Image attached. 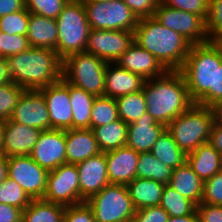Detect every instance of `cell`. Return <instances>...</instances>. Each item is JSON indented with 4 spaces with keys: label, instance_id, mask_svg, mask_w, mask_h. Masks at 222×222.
I'll return each instance as SVG.
<instances>
[{
    "label": "cell",
    "instance_id": "38",
    "mask_svg": "<svg viewBox=\"0 0 222 222\" xmlns=\"http://www.w3.org/2000/svg\"><path fill=\"white\" fill-rule=\"evenodd\" d=\"M30 12L23 10L0 17V31L8 35H26L29 25Z\"/></svg>",
    "mask_w": 222,
    "mask_h": 222
},
{
    "label": "cell",
    "instance_id": "36",
    "mask_svg": "<svg viewBox=\"0 0 222 222\" xmlns=\"http://www.w3.org/2000/svg\"><path fill=\"white\" fill-rule=\"evenodd\" d=\"M31 201L32 199L24 189L9 177L0 186V203L13 205L24 210Z\"/></svg>",
    "mask_w": 222,
    "mask_h": 222
},
{
    "label": "cell",
    "instance_id": "1",
    "mask_svg": "<svg viewBox=\"0 0 222 222\" xmlns=\"http://www.w3.org/2000/svg\"><path fill=\"white\" fill-rule=\"evenodd\" d=\"M143 92L147 113L164 126L194 104L179 70H170L161 77L146 80Z\"/></svg>",
    "mask_w": 222,
    "mask_h": 222
},
{
    "label": "cell",
    "instance_id": "32",
    "mask_svg": "<svg viewBox=\"0 0 222 222\" xmlns=\"http://www.w3.org/2000/svg\"><path fill=\"white\" fill-rule=\"evenodd\" d=\"M172 171L171 167L158 160L151 152L140 153L136 178H148L166 185L170 181Z\"/></svg>",
    "mask_w": 222,
    "mask_h": 222
},
{
    "label": "cell",
    "instance_id": "46",
    "mask_svg": "<svg viewBox=\"0 0 222 222\" xmlns=\"http://www.w3.org/2000/svg\"><path fill=\"white\" fill-rule=\"evenodd\" d=\"M138 19L153 17L160 0H122Z\"/></svg>",
    "mask_w": 222,
    "mask_h": 222
},
{
    "label": "cell",
    "instance_id": "40",
    "mask_svg": "<svg viewBox=\"0 0 222 222\" xmlns=\"http://www.w3.org/2000/svg\"><path fill=\"white\" fill-rule=\"evenodd\" d=\"M206 32L211 42L222 38V0H210Z\"/></svg>",
    "mask_w": 222,
    "mask_h": 222
},
{
    "label": "cell",
    "instance_id": "44",
    "mask_svg": "<svg viewBox=\"0 0 222 222\" xmlns=\"http://www.w3.org/2000/svg\"><path fill=\"white\" fill-rule=\"evenodd\" d=\"M62 222H95L93 212L86 202L66 206Z\"/></svg>",
    "mask_w": 222,
    "mask_h": 222
},
{
    "label": "cell",
    "instance_id": "43",
    "mask_svg": "<svg viewBox=\"0 0 222 222\" xmlns=\"http://www.w3.org/2000/svg\"><path fill=\"white\" fill-rule=\"evenodd\" d=\"M201 203L222 206V170L203 182Z\"/></svg>",
    "mask_w": 222,
    "mask_h": 222
},
{
    "label": "cell",
    "instance_id": "45",
    "mask_svg": "<svg viewBox=\"0 0 222 222\" xmlns=\"http://www.w3.org/2000/svg\"><path fill=\"white\" fill-rule=\"evenodd\" d=\"M169 214L161 206L136 210L131 222H167Z\"/></svg>",
    "mask_w": 222,
    "mask_h": 222
},
{
    "label": "cell",
    "instance_id": "31",
    "mask_svg": "<svg viewBox=\"0 0 222 222\" xmlns=\"http://www.w3.org/2000/svg\"><path fill=\"white\" fill-rule=\"evenodd\" d=\"M65 206L44 199H32L22 212V222H62Z\"/></svg>",
    "mask_w": 222,
    "mask_h": 222
},
{
    "label": "cell",
    "instance_id": "51",
    "mask_svg": "<svg viewBox=\"0 0 222 222\" xmlns=\"http://www.w3.org/2000/svg\"><path fill=\"white\" fill-rule=\"evenodd\" d=\"M222 99V63H215L214 102Z\"/></svg>",
    "mask_w": 222,
    "mask_h": 222
},
{
    "label": "cell",
    "instance_id": "12",
    "mask_svg": "<svg viewBox=\"0 0 222 222\" xmlns=\"http://www.w3.org/2000/svg\"><path fill=\"white\" fill-rule=\"evenodd\" d=\"M7 177L15 180L31 199H43L49 171L30 155L8 157Z\"/></svg>",
    "mask_w": 222,
    "mask_h": 222
},
{
    "label": "cell",
    "instance_id": "37",
    "mask_svg": "<svg viewBox=\"0 0 222 222\" xmlns=\"http://www.w3.org/2000/svg\"><path fill=\"white\" fill-rule=\"evenodd\" d=\"M24 90L13 82L0 86V120L7 121L10 119Z\"/></svg>",
    "mask_w": 222,
    "mask_h": 222
},
{
    "label": "cell",
    "instance_id": "13",
    "mask_svg": "<svg viewBox=\"0 0 222 222\" xmlns=\"http://www.w3.org/2000/svg\"><path fill=\"white\" fill-rule=\"evenodd\" d=\"M134 42V31L91 29L85 52L115 63Z\"/></svg>",
    "mask_w": 222,
    "mask_h": 222
},
{
    "label": "cell",
    "instance_id": "48",
    "mask_svg": "<svg viewBox=\"0 0 222 222\" xmlns=\"http://www.w3.org/2000/svg\"><path fill=\"white\" fill-rule=\"evenodd\" d=\"M22 209L0 203V222H22Z\"/></svg>",
    "mask_w": 222,
    "mask_h": 222
},
{
    "label": "cell",
    "instance_id": "35",
    "mask_svg": "<svg viewBox=\"0 0 222 222\" xmlns=\"http://www.w3.org/2000/svg\"><path fill=\"white\" fill-rule=\"evenodd\" d=\"M119 119L115 98L98 96L91 111L90 129L107 125Z\"/></svg>",
    "mask_w": 222,
    "mask_h": 222
},
{
    "label": "cell",
    "instance_id": "27",
    "mask_svg": "<svg viewBox=\"0 0 222 222\" xmlns=\"http://www.w3.org/2000/svg\"><path fill=\"white\" fill-rule=\"evenodd\" d=\"M164 184L152 179L134 178L128 185L130 198L136 210L159 206Z\"/></svg>",
    "mask_w": 222,
    "mask_h": 222
},
{
    "label": "cell",
    "instance_id": "33",
    "mask_svg": "<svg viewBox=\"0 0 222 222\" xmlns=\"http://www.w3.org/2000/svg\"><path fill=\"white\" fill-rule=\"evenodd\" d=\"M118 116L127 124L136 122L147 112L143 90L115 98Z\"/></svg>",
    "mask_w": 222,
    "mask_h": 222
},
{
    "label": "cell",
    "instance_id": "3",
    "mask_svg": "<svg viewBox=\"0 0 222 222\" xmlns=\"http://www.w3.org/2000/svg\"><path fill=\"white\" fill-rule=\"evenodd\" d=\"M134 42L153 54L168 71L182 68L192 46L183 35L163 26L154 17L138 20Z\"/></svg>",
    "mask_w": 222,
    "mask_h": 222
},
{
    "label": "cell",
    "instance_id": "42",
    "mask_svg": "<svg viewBox=\"0 0 222 222\" xmlns=\"http://www.w3.org/2000/svg\"><path fill=\"white\" fill-rule=\"evenodd\" d=\"M166 6L200 16L205 22L209 16L210 0H160Z\"/></svg>",
    "mask_w": 222,
    "mask_h": 222
},
{
    "label": "cell",
    "instance_id": "23",
    "mask_svg": "<svg viewBox=\"0 0 222 222\" xmlns=\"http://www.w3.org/2000/svg\"><path fill=\"white\" fill-rule=\"evenodd\" d=\"M108 63L105 72V96L117 98L143 90L146 80L116 64Z\"/></svg>",
    "mask_w": 222,
    "mask_h": 222
},
{
    "label": "cell",
    "instance_id": "26",
    "mask_svg": "<svg viewBox=\"0 0 222 222\" xmlns=\"http://www.w3.org/2000/svg\"><path fill=\"white\" fill-rule=\"evenodd\" d=\"M203 182L186 162L172 171L168 185L198 206L203 195Z\"/></svg>",
    "mask_w": 222,
    "mask_h": 222
},
{
    "label": "cell",
    "instance_id": "54",
    "mask_svg": "<svg viewBox=\"0 0 222 222\" xmlns=\"http://www.w3.org/2000/svg\"><path fill=\"white\" fill-rule=\"evenodd\" d=\"M8 157L4 154H0V186L4 183L8 174Z\"/></svg>",
    "mask_w": 222,
    "mask_h": 222
},
{
    "label": "cell",
    "instance_id": "18",
    "mask_svg": "<svg viewBox=\"0 0 222 222\" xmlns=\"http://www.w3.org/2000/svg\"><path fill=\"white\" fill-rule=\"evenodd\" d=\"M115 63L145 80L161 77L168 71L153 54L136 42H133Z\"/></svg>",
    "mask_w": 222,
    "mask_h": 222
},
{
    "label": "cell",
    "instance_id": "21",
    "mask_svg": "<svg viewBox=\"0 0 222 222\" xmlns=\"http://www.w3.org/2000/svg\"><path fill=\"white\" fill-rule=\"evenodd\" d=\"M166 130V126L156 122L149 114H143L136 122L128 124L126 146L138 153L150 152L154 143Z\"/></svg>",
    "mask_w": 222,
    "mask_h": 222
},
{
    "label": "cell",
    "instance_id": "41",
    "mask_svg": "<svg viewBox=\"0 0 222 222\" xmlns=\"http://www.w3.org/2000/svg\"><path fill=\"white\" fill-rule=\"evenodd\" d=\"M30 48L26 35H8L0 31V53L4 58L16 55Z\"/></svg>",
    "mask_w": 222,
    "mask_h": 222
},
{
    "label": "cell",
    "instance_id": "56",
    "mask_svg": "<svg viewBox=\"0 0 222 222\" xmlns=\"http://www.w3.org/2000/svg\"><path fill=\"white\" fill-rule=\"evenodd\" d=\"M4 125H5V121L0 120V154H4V150H3Z\"/></svg>",
    "mask_w": 222,
    "mask_h": 222
},
{
    "label": "cell",
    "instance_id": "11",
    "mask_svg": "<svg viewBox=\"0 0 222 222\" xmlns=\"http://www.w3.org/2000/svg\"><path fill=\"white\" fill-rule=\"evenodd\" d=\"M153 17L163 26L183 35L192 44L209 42L206 22L198 15L170 8L160 1Z\"/></svg>",
    "mask_w": 222,
    "mask_h": 222
},
{
    "label": "cell",
    "instance_id": "25",
    "mask_svg": "<svg viewBox=\"0 0 222 222\" xmlns=\"http://www.w3.org/2000/svg\"><path fill=\"white\" fill-rule=\"evenodd\" d=\"M186 162L203 181L222 170V154L209 142L188 153Z\"/></svg>",
    "mask_w": 222,
    "mask_h": 222
},
{
    "label": "cell",
    "instance_id": "8",
    "mask_svg": "<svg viewBox=\"0 0 222 222\" xmlns=\"http://www.w3.org/2000/svg\"><path fill=\"white\" fill-rule=\"evenodd\" d=\"M85 202L95 222H131L136 213L126 185L109 184Z\"/></svg>",
    "mask_w": 222,
    "mask_h": 222
},
{
    "label": "cell",
    "instance_id": "15",
    "mask_svg": "<svg viewBox=\"0 0 222 222\" xmlns=\"http://www.w3.org/2000/svg\"><path fill=\"white\" fill-rule=\"evenodd\" d=\"M10 120L41 131L50 130L49 112L43 94L39 90H24Z\"/></svg>",
    "mask_w": 222,
    "mask_h": 222
},
{
    "label": "cell",
    "instance_id": "16",
    "mask_svg": "<svg viewBox=\"0 0 222 222\" xmlns=\"http://www.w3.org/2000/svg\"><path fill=\"white\" fill-rule=\"evenodd\" d=\"M30 157L48 171L67 163L65 130L42 131Z\"/></svg>",
    "mask_w": 222,
    "mask_h": 222
},
{
    "label": "cell",
    "instance_id": "17",
    "mask_svg": "<svg viewBox=\"0 0 222 222\" xmlns=\"http://www.w3.org/2000/svg\"><path fill=\"white\" fill-rule=\"evenodd\" d=\"M79 172L80 203L109 185L106 152L76 164Z\"/></svg>",
    "mask_w": 222,
    "mask_h": 222
},
{
    "label": "cell",
    "instance_id": "28",
    "mask_svg": "<svg viewBox=\"0 0 222 222\" xmlns=\"http://www.w3.org/2000/svg\"><path fill=\"white\" fill-rule=\"evenodd\" d=\"M93 132L101 152L115 150L127 144L128 124L120 118L94 128Z\"/></svg>",
    "mask_w": 222,
    "mask_h": 222
},
{
    "label": "cell",
    "instance_id": "39",
    "mask_svg": "<svg viewBox=\"0 0 222 222\" xmlns=\"http://www.w3.org/2000/svg\"><path fill=\"white\" fill-rule=\"evenodd\" d=\"M69 0H25V8L33 14L56 19Z\"/></svg>",
    "mask_w": 222,
    "mask_h": 222
},
{
    "label": "cell",
    "instance_id": "34",
    "mask_svg": "<svg viewBox=\"0 0 222 222\" xmlns=\"http://www.w3.org/2000/svg\"><path fill=\"white\" fill-rule=\"evenodd\" d=\"M159 206L171 217L190 215L197 211V205L193 201L185 198L168 184L164 186Z\"/></svg>",
    "mask_w": 222,
    "mask_h": 222
},
{
    "label": "cell",
    "instance_id": "49",
    "mask_svg": "<svg viewBox=\"0 0 222 222\" xmlns=\"http://www.w3.org/2000/svg\"><path fill=\"white\" fill-rule=\"evenodd\" d=\"M25 9V0H0V17Z\"/></svg>",
    "mask_w": 222,
    "mask_h": 222
},
{
    "label": "cell",
    "instance_id": "5",
    "mask_svg": "<svg viewBox=\"0 0 222 222\" xmlns=\"http://www.w3.org/2000/svg\"><path fill=\"white\" fill-rule=\"evenodd\" d=\"M214 124L211 108L194 103L189 109L173 119L167 131L186 154L209 142Z\"/></svg>",
    "mask_w": 222,
    "mask_h": 222
},
{
    "label": "cell",
    "instance_id": "6",
    "mask_svg": "<svg viewBox=\"0 0 222 222\" xmlns=\"http://www.w3.org/2000/svg\"><path fill=\"white\" fill-rule=\"evenodd\" d=\"M58 40L55 51L64 60L67 56L84 52L91 27L82 0H69L56 18Z\"/></svg>",
    "mask_w": 222,
    "mask_h": 222
},
{
    "label": "cell",
    "instance_id": "55",
    "mask_svg": "<svg viewBox=\"0 0 222 222\" xmlns=\"http://www.w3.org/2000/svg\"><path fill=\"white\" fill-rule=\"evenodd\" d=\"M167 222H199V217L197 211L190 215H185L181 217H171L169 216Z\"/></svg>",
    "mask_w": 222,
    "mask_h": 222
},
{
    "label": "cell",
    "instance_id": "9",
    "mask_svg": "<svg viewBox=\"0 0 222 222\" xmlns=\"http://www.w3.org/2000/svg\"><path fill=\"white\" fill-rule=\"evenodd\" d=\"M91 29L134 31L138 18L122 0H82Z\"/></svg>",
    "mask_w": 222,
    "mask_h": 222
},
{
    "label": "cell",
    "instance_id": "4",
    "mask_svg": "<svg viewBox=\"0 0 222 222\" xmlns=\"http://www.w3.org/2000/svg\"><path fill=\"white\" fill-rule=\"evenodd\" d=\"M215 63H222V48L217 42L192 44L182 68L191 100L201 106L214 103Z\"/></svg>",
    "mask_w": 222,
    "mask_h": 222
},
{
    "label": "cell",
    "instance_id": "14",
    "mask_svg": "<svg viewBox=\"0 0 222 222\" xmlns=\"http://www.w3.org/2000/svg\"><path fill=\"white\" fill-rule=\"evenodd\" d=\"M45 99L49 112L50 129H72V106L69 96V83L63 78L39 90Z\"/></svg>",
    "mask_w": 222,
    "mask_h": 222
},
{
    "label": "cell",
    "instance_id": "19",
    "mask_svg": "<svg viewBox=\"0 0 222 222\" xmlns=\"http://www.w3.org/2000/svg\"><path fill=\"white\" fill-rule=\"evenodd\" d=\"M41 130L18 122L5 121L3 134L4 155H30L37 143Z\"/></svg>",
    "mask_w": 222,
    "mask_h": 222
},
{
    "label": "cell",
    "instance_id": "47",
    "mask_svg": "<svg viewBox=\"0 0 222 222\" xmlns=\"http://www.w3.org/2000/svg\"><path fill=\"white\" fill-rule=\"evenodd\" d=\"M199 222H222V206L200 203L197 206Z\"/></svg>",
    "mask_w": 222,
    "mask_h": 222
},
{
    "label": "cell",
    "instance_id": "53",
    "mask_svg": "<svg viewBox=\"0 0 222 222\" xmlns=\"http://www.w3.org/2000/svg\"><path fill=\"white\" fill-rule=\"evenodd\" d=\"M209 107L213 114L214 123L222 124V99L217 100Z\"/></svg>",
    "mask_w": 222,
    "mask_h": 222
},
{
    "label": "cell",
    "instance_id": "22",
    "mask_svg": "<svg viewBox=\"0 0 222 222\" xmlns=\"http://www.w3.org/2000/svg\"><path fill=\"white\" fill-rule=\"evenodd\" d=\"M67 163L78 164L101 153L92 129L65 130Z\"/></svg>",
    "mask_w": 222,
    "mask_h": 222
},
{
    "label": "cell",
    "instance_id": "7",
    "mask_svg": "<svg viewBox=\"0 0 222 222\" xmlns=\"http://www.w3.org/2000/svg\"><path fill=\"white\" fill-rule=\"evenodd\" d=\"M107 62L87 52L74 53L63 60L62 78L96 97L105 96Z\"/></svg>",
    "mask_w": 222,
    "mask_h": 222
},
{
    "label": "cell",
    "instance_id": "57",
    "mask_svg": "<svg viewBox=\"0 0 222 222\" xmlns=\"http://www.w3.org/2000/svg\"><path fill=\"white\" fill-rule=\"evenodd\" d=\"M217 43L221 46V48H222V38L219 40V41H217Z\"/></svg>",
    "mask_w": 222,
    "mask_h": 222
},
{
    "label": "cell",
    "instance_id": "30",
    "mask_svg": "<svg viewBox=\"0 0 222 222\" xmlns=\"http://www.w3.org/2000/svg\"><path fill=\"white\" fill-rule=\"evenodd\" d=\"M150 152L173 170L187 161V154L179 148L167 129L154 143Z\"/></svg>",
    "mask_w": 222,
    "mask_h": 222
},
{
    "label": "cell",
    "instance_id": "52",
    "mask_svg": "<svg viewBox=\"0 0 222 222\" xmlns=\"http://www.w3.org/2000/svg\"><path fill=\"white\" fill-rule=\"evenodd\" d=\"M11 82L12 78L8 70L6 59L2 57L0 58V86Z\"/></svg>",
    "mask_w": 222,
    "mask_h": 222
},
{
    "label": "cell",
    "instance_id": "29",
    "mask_svg": "<svg viewBox=\"0 0 222 222\" xmlns=\"http://www.w3.org/2000/svg\"><path fill=\"white\" fill-rule=\"evenodd\" d=\"M69 96L72 106V129H89L91 111L96 96L69 84Z\"/></svg>",
    "mask_w": 222,
    "mask_h": 222
},
{
    "label": "cell",
    "instance_id": "24",
    "mask_svg": "<svg viewBox=\"0 0 222 222\" xmlns=\"http://www.w3.org/2000/svg\"><path fill=\"white\" fill-rule=\"evenodd\" d=\"M57 30L56 19L30 13L26 34L30 47L55 50L58 40Z\"/></svg>",
    "mask_w": 222,
    "mask_h": 222
},
{
    "label": "cell",
    "instance_id": "2",
    "mask_svg": "<svg viewBox=\"0 0 222 222\" xmlns=\"http://www.w3.org/2000/svg\"><path fill=\"white\" fill-rule=\"evenodd\" d=\"M5 59L12 82L25 90H40L62 78L63 60L55 50L30 47Z\"/></svg>",
    "mask_w": 222,
    "mask_h": 222
},
{
    "label": "cell",
    "instance_id": "10",
    "mask_svg": "<svg viewBox=\"0 0 222 222\" xmlns=\"http://www.w3.org/2000/svg\"><path fill=\"white\" fill-rule=\"evenodd\" d=\"M78 177L76 164L65 163L49 171L43 199L65 207L80 204Z\"/></svg>",
    "mask_w": 222,
    "mask_h": 222
},
{
    "label": "cell",
    "instance_id": "50",
    "mask_svg": "<svg viewBox=\"0 0 222 222\" xmlns=\"http://www.w3.org/2000/svg\"><path fill=\"white\" fill-rule=\"evenodd\" d=\"M209 143L222 154V124L214 123L210 132Z\"/></svg>",
    "mask_w": 222,
    "mask_h": 222
},
{
    "label": "cell",
    "instance_id": "20",
    "mask_svg": "<svg viewBox=\"0 0 222 222\" xmlns=\"http://www.w3.org/2000/svg\"><path fill=\"white\" fill-rule=\"evenodd\" d=\"M137 151L127 146L106 152L108 179L110 184L128 185L136 178L139 161Z\"/></svg>",
    "mask_w": 222,
    "mask_h": 222
}]
</instances>
